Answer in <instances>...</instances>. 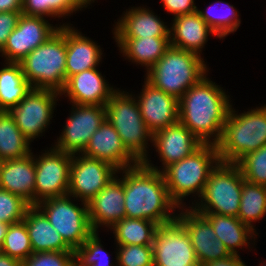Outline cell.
I'll list each match as a JSON object with an SVG mask.
<instances>
[{
  "label": "cell",
  "instance_id": "f35d334b",
  "mask_svg": "<svg viewBox=\"0 0 266 266\" xmlns=\"http://www.w3.org/2000/svg\"><path fill=\"white\" fill-rule=\"evenodd\" d=\"M117 266H154L152 245H115Z\"/></svg>",
  "mask_w": 266,
  "mask_h": 266
},
{
  "label": "cell",
  "instance_id": "bcb514c9",
  "mask_svg": "<svg viewBox=\"0 0 266 266\" xmlns=\"http://www.w3.org/2000/svg\"><path fill=\"white\" fill-rule=\"evenodd\" d=\"M8 227H9V224L0 221V248L2 247V244L4 242Z\"/></svg>",
  "mask_w": 266,
  "mask_h": 266
},
{
  "label": "cell",
  "instance_id": "9c48e42d",
  "mask_svg": "<svg viewBox=\"0 0 266 266\" xmlns=\"http://www.w3.org/2000/svg\"><path fill=\"white\" fill-rule=\"evenodd\" d=\"M36 206L59 232L64 242L74 251L94 233L89 222L87 203L77 201L73 196L49 198L39 202Z\"/></svg>",
  "mask_w": 266,
  "mask_h": 266
},
{
  "label": "cell",
  "instance_id": "8992f818",
  "mask_svg": "<svg viewBox=\"0 0 266 266\" xmlns=\"http://www.w3.org/2000/svg\"><path fill=\"white\" fill-rule=\"evenodd\" d=\"M33 89L61 92L66 83V26L19 62Z\"/></svg>",
  "mask_w": 266,
  "mask_h": 266
},
{
  "label": "cell",
  "instance_id": "e0dca14e",
  "mask_svg": "<svg viewBox=\"0 0 266 266\" xmlns=\"http://www.w3.org/2000/svg\"><path fill=\"white\" fill-rule=\"evenodd\" d=\"M131 92L139 104L144 123L152 134L179 122V100L176 97L154 87L145 78L140 93L137 95Z\"/></svg>",
  "mask_w": 266,
  "mask_h": 266
},
{
  "label": "cell",
  "instance_id": "4dcf8cb0",
  "mask_svg": "<svg viewBox=\"0 0 266 266\" xmlns=\"http://www.w3.org/2000/svg\"><path fill=\"white\" fill-rule=\"evenodd\" d=\"M158 224L147 220L124 217L110 229L115 245H152L154 233Z\"/></svg>",
  "mask_w": 266,
  "mask_h": 266
},
{
  "label": "cell",
  "instance_id": "7dc6e473",
  "mask_svg": "<svg viewBox=\"0 0 266 266\" xmlns=\"http://www.w3.org/2000/svg\"><path fill=\"white\" fill-rule=\"evenodd\" d=\"M75 1L85 10V9H90L93 6L92 4L95 3V1L97 2L98 0H75Z\"/></svg>",
  "mask_w": 266,
  "mask_h": 266
},
{
  "label": "cell",
  "instance_id": "4fadbf2b",
  "mask_svg": "<svg viewBox=\"0 0 266 266\" xmlns=\"http://www.w3.org/2000/svg\"><path fill=\"white\" fill-rule=\"evenodd\" d=\"M152 250L154 266H200L190 237L177 218L158 226Z\"/></svg>",
  "mask_w": 266,
  "mask_h": 266
},
{
  "label": "cell",
  "instance_id": "7a4b0ae2",
  "mask_svg": "<svg viewBox=\"0 0 266 266\" xmlns=\"http://www.w3.org/2000/svg\"><path fill=\"white\" fill-rule=\"evenodd\" d=\"M125 217L147 219L158 225L177 217L179 207L171 199L162 172L142 162L124 169Z\"/></svg>",
  "mask_w": 266,
  "mask_h": 266
},
{
  "label": "cell",
  "instance_id": "3957f363",
  "mask_svg": "<svg viewBox=\"0 0 266 266\" xmlns=\"http://www.w3.org/2000/svg\"><path fill=\"white\" fill-rule=\"evenodd\" d=\"M219 162L217 146L203 144L190 156L162 171L170 197L179 208L192 207L196 203L203 193L210 172ZM188 197L191 198L189 202Z\"/></svg>",
  "mask_w": 266,
  "mask_h": 266
},
{
  "label": "cell",
  "instance_id": "74e56055",
  "mask_svg": "<svg viewBox=\"0 0 266 266\" xmlns=\"http://www.w3.org/2000/svg\"><path fill=\"white\" fill-rule=\"evenodd\" d=\"M30 206L22 197L0 189V221L9 225L21 222Z\"/></svg>",
  "mask_w": 266,
  "mask_h": 266
},
{
  "label": "cell",
  "instance_id": "836d02e7",
  "mask_svg": "<svg viewBox=\"0 0 266 266\" xmlns=\"http://www.w3.org/2000/svg\"><path fill=\"white\" fill-rule=\"evenodd\" d=\"M84 9L75 0H23L22 14L59 20L73 16Z\"/></svg>",
  "mask_w": 266,
  "mask_h": 266
},
{
  "label": "cell",
  "instance_id": "ffe728a7",
  "mask_svg": "<svg viewBox=\"0 0 266 266\" xmlns=\"http://www.w3.org/2000/svg\"><path fill=\"white\" fill-rule=\"evenodd\" d=\"M98 69H88L70 76L60 92L61 99L67 97L69 104L105 106L118 88L109 84Z\"/></svg>",
  "mask_w": 266,
  "mask_h": 266
},
{
  "label": "cell",
  "instance_id": "f546056e",
  "mask_svg": "<svg viewBox=\"0 0 266 266\" xmlns=\"http://www.w3.org/2000/svg\"><path fill=\"white\" fill-rule=\"evenodd\" d=\"M198 13L205 23L216 34L217 39L223 40L228 35L237 32L241 26V14L234 5L228 2L216 0L208 5L207 8L200 10Z\"/></svg>",
  "mask_w": 266,
  "mask_h": 266
},
{
  "label": "cell",
  "instance_id": "f6af8a7d",
  "mask_svg": "<svg viewBox=\"0 0 266 266\" xmlns=\"http://www.w3.org/2000/svg\"><path fill=\"white\" fill-rule=\"evenodd\" d=\"M0 266H21V262L18 259L0 252Z\"/></svg>",
  "mask_w": 266,
  "mask_h": 266
},
{
  "label": "cell",
  "instance_id": "44dd1931",
  "mask_svg": "<svg viewBox=\"0 0 266 266\" xmlns=\"http://www.w3.org/2000/svg\"><path fill=\"white\" fill-rule=\"evenodd\" d=\"M114 22L112 38L170 37V24L143 4L126 9Z\"/></svg>",
  "mask_w": 266,
  "mask_h": 266
},
{
  "label": "cell",
  "instance_id": "ac0fdd59",
  "mask_svg": "<svg viewBox=\"0 0 266 266\" xmlns=\"http://www.w3.org/2000/svg\"><path fill=\"white\" fill-rule=\"evenodd\" d=\"M124 203V169H122L118 170L117 175L87 203L92 230L100 232V227H103L108 231L116 222L121 221L125 217Z\"/></svg>",
  "mask_w": 266,
  "mask_h": 266
},
{
  "label": "cell",
  "instance_id": "cb8c5ba5",
  "mask_svg": "<svg viewBox=\"0 0 266 266\" xmlns=\"http://www.w3.org/2000/svg\"><path fill=\"white\" fill-rule=\"evenodd\" d=\"M171 19L172 22L169 23L171 47L204 57L202 52L209 40L208 36L215 37L216 34L201 18L198 11Z\"/></svg>",
  "mask_w": 266,
  "mask_h": 266
},
{
  "label": "cell",
  "instance_id": "30bf717a",
  "mask_svg": "<svg viewBox=\"0 0 266 266\" xmlns=\"http://www.w3.org/2000/svg\"><path fill=\"white\" fill-rule=\"evenodd\" d=\"M60 93L49 89H31L29 93L9 110L15 123L24 136L32 142L45 135L57 102L61 101Z\"/></svg>",
  "mask_w": 266,
  "mask_h": 266
},
{
  "label": "cell",
  "instance_id": "7bdbcfd3",
  "mask_svg": "<svg viewBox=\"0 0 266 266\" xmlns=\"http://www.w3.org/2000/svg\"><path fill=\"white\" fill-rule=\"evenodd\" d=\"M201 266H247L239 255H230L226 258L210 261Z\"/></svg>",
  "mask_w": 266,
  "mask_h": 266
},
{
  "label": "cell",
  "instance_id": "9a60e30c",
  "mask_svg": "<svg viewBox=\"0 0 266 266\" xmlns=\"http://www.w3.org/2000/svg\"><path fill=\"white\" fill-rule=\"evenodd\" d=\"M117 173L118 169L108 162L72 154L68 195L88 203Z\"/></svg>",
  "mask_w": 266,
  "mask_h": 266
},
{
  "label": "cell",
  "instance_id": "d6986e66",
  "mask_svg": "<svg viewBox=\"0 0 266 266\" xmlns=\"http://www.w3.org/2000/svg\"><path fill=\"white\" fill-rule=\"evenodd\" d=\"M176 218L184 225L200 266L231 255L217 239L211 224L191 207L179 208Z\"/></svg>",
  "mask_w": 266,
  "mask_h": 266
},
{
  "label": "cell",
  "instance_id": "5b68a950",
  "mask_svg": "<svg viewBox=\"0 0 266 266\" xmlns=\"http://www.w3.org/2000/svg\"><path fill=\"white\" fill-rule=\"evenodd\" d=\"M204 60L196 53L170 46L144 78L179 100L190 87L210 74V67Z\"/></svg>",
  "mask_w": 266,
  "mask_h": 266
},
{
  "label": "cell",
  "instance_id": "60d3db41",
  "mask_svg": "<svg viewBox=\"0 0 266 266\" xmlns=\"http://www.w3.org/2000/svg\"><path fill=\"white\" fill-rule=\"evenodd\" d=\"M21 15V11L0 12V50L4 47L12 31L17 27Z\"/></svg>",
  "mask_w": 266,
  "mask_h": 266
},
{
  "label": "cell",
  "instance_id": "ee69618b",
  "mask_svg": "<svg viewBox=\"0 0 266 266\" xmlns=\"http://www.w3.org/2000/svg\"><path fill=\"white\" fill-rule=\"evenodd\" d=\"M23 0H0V12L21 11Z\"/></svg>",
  "mask_w": 266,
  "mask_h": 266
},
{
  "label": "cell",
  "instance_id": "b9f144b4",
  "mask_svg": "<svg viewBox=\"0 0 266 266\" xmlns=\"http://www.w3.org/2000/svg\"><path fill=\"white\" fill-rule=\"evenodd\" d=\"M161 2L167 14H171L173 18L198 10L195 0H161Z\"/></svg>",
  "mask_w": 266,
  "mask_h": 266
},
{
  "label": "cell",
  "instance_id": "d4e9b609",
  "mask_svg": "<svg viewBox=\"0 0 266 266\" xmlns=\"http://www.w3.org/2000/svg\"><path fill=\"white\" fill-rule=\"evenodd\" d=\"M0 189L22 197L34 205L35 158L30 154L2 161L0 166Z\"/></svg>",
  "mask_w": 266,
  "mask_h": 266
},
{
  "label": "cell",
  "instance_id": "ba28073f",
  "mask_svg": "<svg viewBox=\"0 0 266 266\" xmlns=\"http://www.w3.org/2000/svg\"><path fill=\"white\" fill-rule=\"evenodd\" d=\"M243 181L237 164L219 162L210 172L201 197L191 208L198 214L238 217Z\"/></svg>",
  "mask_w": 266,
  "mask_h": 266
},
{
  "label": "cell",
  "instance_id": "8d00e7d4",
  "mask_svg": "<svg viewBox=\"0 0 266 266\" xmlns=\"http://www.w3.org/2000/svg\"><path fill=\"white\" fill-rule=\"evenodd\" d=\"M236 164L244 180L266 186V145L247 153Z\"/></svg>",
  "mask_w": 266,
  "mask_h": 266
},
{
  "label": "cell",
  "instance_id": "5bb4252c",
  "mask_svg": "<svg viewBox=\"0 0 266 266\" xmlns=\"http://www.w3.org/2000/svg\"><path fill=\"white\" fill-rule=\"evenodd\" d=\"M59 23L54 26L46 18L22 14L17 27L0 50L3 62L19 63L31 51L46 42L60 27L73 25L71 22Z\"/></svg>",
  "mask_w": 266,
  "mask_h": 266
},
{
  "label": "cell",
  "instance_id": "f1b7e54d",
  "mask_svg": "<svg viewBox=\"0 0 266 266\" xmlns=\"http://www.w3.org/2000/svg\"><path fill=\"white\" fill-rule=\"evenodd\" d=\"M5 63V64H4ZM0 62V111H9L32 89L20 63Z\"/></svg>",
  "mask_w": 266,
  "mask_h": 266
},
{
  "label": "cell",
  "instance_id": "8fae6325",
  "mask_svg": "<svg viewBox=\"0 0 266 266\" xmlns=\"http://www.w3.org/2000/svg\"><path fill=\"white\" fill-rule=\"evenodd\" d=\"M34 154L35 189L34 205L39 202L68 195L72 154L59 151L52 145Z\"/></svg>",
  "mask_w": 266,
  "mask_h": 266
},
{
  "label": "cell",
  "instance_id": "484cf974",
  "mask_svg": "<svg viewBox=\"0 0 266 266\" xmlns=\"http://www.w3.org/2000/svg\"><path fill=\"white\" fill-rule=\"evenodd\" d=\"M201 215L211 224L217 239L225 245L230 254L240 256V249L243 251L245 247L246 250L248 247V250L255 248L258 233L237 217L215 213Z\"/></svg>",
  "mask_w": 266,
  "mask_h": 266
},
{
  "label": "cell",
  "instance_id": "277c9868",
  "mask_svg": "<svg viewBox=\"0 0 266 266\" xmlns=\"http://www.w3.org/2000/svg\"><path fill=\"white\" fill-rule=\"evenodd\" d=\"M234 105L216 144L219 160L223 163L236 164L247 153L266 145V104L243 112L236 111Z\"/></svg>",
  "mask_w": 266,
  "mask_h": 266
},
{
  "label": "cell",
  "instance_id": "d590c367",
  "mask_svg": "<svg viewBox=\"0 0 266 266\" xmlns=\"http://www.w3.org/2000/svg\"><path fill=\"white\" fill-rule=\"evenodd\" d=\"M0 252L18 259L26 260L32 253V245L24 221L10 224Z\"/></svg>",
  "mask_w": 266,
  "mask_h": 266
},
{
  "label": "cell",
  "instance_id": "83f0119b",
  "mask_svg": "<svg viewBox=\"0 0 266 266\" xmlns=\"http://www.w3.org/2000/svg\"><path fill=\"white\" fill-rule=\"evenodd\" d=\"M23 221L26 224L33 253L73 251L36 205H31L27 209Z\"/></svg>",
  "mask_w": 266,
  "mask_h": 266
},
{
  "label": "cell",
  "instance_id": "c3c4849f",
  "mask_svg": "<svg viewBox=\"0 0 266 266\" xmlns=\"http://www.w3.org/2000/svg\"><path fill=\"white\" fill-rule=\"evenodd\" d=\"M265 261V262H264ZM264 261H261L260 262V260H259V264H258V266H266V260H264Z\"/></svg>",
  "mask_w": 266,
  "mask_h": 266
},
{
  "label": "cell",
  "instance_id": "e575fe53",
  "mask_svg": "<svg viewBox=\"0 0 266 266\" xmlns=\"http://www.w3.org/2000/svg\"><path fill=\"white\" fill-rule=\"evenodd\" d=\"M105 250L99 232H94L75 251L76 266H117V251L114 252L115 260H110L111 257Z\"/></svg>",
  "mask_w": 266,
  "mask_h": 266
},
{
  "label": "cell",
  "instance_id": "7402d4cb",
  "mask_svg": "<svg viewBox=\"0 0 266 266\" xmlns=\"http://www.w3.org/2000/svg\"><path fill=\"white\" fill-rule=\"evenodd\" d=\"M81 154L108 162L118 170L130 168L140 163L126 149L120 135L107 119L92 134L89 143Z\"/></svg>",
  "mask_w": 266,
  "mask_h": 266
},
{
  "label": "cell",
  "instance_id": "2e32d148",
  "mask_svg": "<svg viewBox=\"0 0 266 266\" xmlns=\"http://www.w3.org/2000/svg\"><path fill=\"white\" fill-rule=\"evenodd\" d=\"M151 144L155 149L154 153L156 151L159 156L161 166L155 165L151 157H147L142 163L158 172H162L169 165L190 156L203 145L201 140L180 122L152 134Z\"/></svg>",
  "mask_w": 266,
  "mask_h": 266
},
{
  "label": "cell",
  "instance_id": "6da1fadb",
  "mask_svg": "<svg viewBox=\"0 0 266 266\" xmlns=\"http://www.w3.org/2000/svg\"><path fill=\"white\" fill-rule=\"evenodd\" d=\"M204 76L179 99V122L203 144H217L232 106L229 92Z\"/></svg>",
  "mask_w": 266,
  "mask_h": 266
},
{
  "label": "cell",
  "instance_id": "d6a6232c",
  "mask_svg": "<svg viewBox=\"0 0 266 266\" xmlns=\"http://www.w3.org/2000/svg\"><path fill=\"white\" fill-rule=\"evenodd\" d=\"M266 216V186L243 181L238 219L257 233L256 222Z\"/></svg>",
  "mask_w": 266,
  "mask_h": 266
},
{
  "label": "cell",
  "instance_id": "603a6c76",
  "mask_svg": "<svg viewBox=\"0 0 266 266\" xmlns=\"http://www.w3.org/2000/svg\"><path fill=\"white\" fill-rule=\"evenodd\" d=\"M74 25L66 26V81L77 73L98 68L102 63L103 48Z\"/></svg>",
  "mask_w": 266,
  "mask_h": 266
},
{
  "label": "cell",
  "instance_id": "ab89813d",
  "mask_svg": "<svg viewBox=\"0 0 266 266\" xmlns=\"http://www.w3.org/2000/svg\"><path fill=\"white\" fill-rule=\"evenodd\" d=\"M21 266H76L75 251H47L32 253Z\"/></svg>",
  "mask_w": 266,
  "mask_h": 266
},
{
  "label": "cell",
  "instance_id": "4316f807",
  "mask_svg": "<svg viewBox=\"0 0 266 266\" xmlns=\"http://www.w3.org/2000/svg\"><path fill=\"white\" fill-rule=\"evenodd\" d=\"M113 39L123 59L138 67H145V73L171 46L170 37Z\"/></svg>",
  "mask_w": 266,
  "mask_h": 266
},
{
  "label": "cell",
  "instance_id": "7c38bea8",
  "mask_svg": "<svg viewBox=\"0 0 266 266\" xmlns=\"http://www.w3.org/2000/svg\"><path fill=\"white\" fill-rule=\"evenodd\" d=\"M71 110L61 134L51 144L55 149L70 153H82L92 134L106 119V107L100 105L70 104Z\"/></svg>",
  "mask_w": 266,
  "mask_h": 266
},
{
  "label": "cell",
  "instance_id": "52a82bcc",
  "mask_svg": "<svg viewBox=\"0 0 266 266\" xmlns=\"http://www.w3.org/2000/svg\"><path fill=\"white\" fill-rule=\"evenodd\" d=\"M125 90L118 88L106 103V119L120 135L126 149L143 162L151 156L152 133L144 123L134 94Z\"/></svg>",
  "mask_w": 266,
  "mask_h": 266
},
{
  "label": "cell",
  "instance_id": "1f68e13d",
  "mask_svg": "<svg viewBox=\"0 0 266 266\" xmlns=\"http://www.w3.org/2000/svg\"><path fill=\"white\" fill-rule=\"evenodd\" d=\"M31 146L10 112L0 111V158L4 161L24 157L32 152Z\"/></svg>",
  "mask_w": 266,
  "mask_h": 266
}]
</instances>
